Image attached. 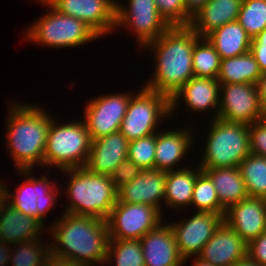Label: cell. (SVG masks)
I'll return each instance as SVG.
<instances>
[{
  "mask_svg": "<svg viewBox=\"0 0 266 266\" xmlns=\"http://www.w3.org/2000/svg\"><path fill=\"white\" fill-rule=\"evenodd\" d=\"M63 214L62 219L52 225L50 233L56 245H49L50 253L82 266L106 263L110 243L107 221L93 216Z\"/></svg>",
  "mask_w": 266,
  "mask_h": 266,
  "instance_id": "6da1fadb",
  "label": "cell"
},
{
  "mask_svg": "<svg viewBox=\"0 0 266 266\" xmlns=\"http://www.w3.org/2000/svg\"><path fill=\"white\" fill-rule=\"evenodd\" d=\"M201 39L189 26H172L158 39L146 44L156 54L153 80L145 88L172 97L193 76L192 56ZM151 45V46H150Z\"/></svg>",
  "mask_w": 266,
  "mask_h": 266,
  "instance_id": "7a4b0ae2",
  "label": "cell"
},
{
  "mask_svg": "<svg viewBox=\"0 0 266 266\" xmlns=\"http://www.w3.org/2000/svg\"><path fill=\"white\" fill-rule=\"evenodd\" d=\"M7 119L6 145L21 174L29 176L34 164L44 165L47 135L52 122L43 108L14 104Z\"/></svg>",
  "mask_w": 266,
  "mask_h": 266,
  "instance_id": "3957f363",
  "label": "cell"
},
{
  "mask_svg": "<svg viewBox=\"0 0 266 266\" xmlns=\"http://www.w3.org/2000/svg\"><path fill=\"white\" fill-rule=\"evenodd\" d=\"M71 174L66 213L107 220L117 202L118 189L108 175L91 172L86 167L62 170Z\"/></svg>",
  "mask_w": 266,
  "mask_h": 266,
  "instance_id": "277c9868",
  "label": "cell"
},
{
  "mask_svg": "<svg viewBox=\"0 0 266 266\" xmlns=\"http://www.w3.org/2000/svg\"><path fill=\"white\" fill-rule=\"evenodd\" d=\"M201 169L238 167L250 152L248 125L213 118Z\"/></svg>",
  "mask_w": 266,
  "mask_h": 266,
  "instance_id": "5b68a950",
  "label": "cell"
},
{
  "mask_svg": "<svg viewBox=\"0 0 266 266\" xmlns=\"http://www.w3.org/2000/svg\"><path fill=\"white\" fill-rule=\"evenodd\" d=\"M92 139L84 121L58 125L53 120L48 131L44 166L61 170L85 167Z\"/></svg>",
  "mask_w": 266,
  "mask_h": 266,
  "instance_id": "8992f818",
  "label": "cell"
},
{
  "mask_svg": "<svg viewBox=\"0 0 266 266\" xmlns=\"http://www.w3.org/2000/svg\"><path fill=\"white\" fill-rule=\"evenodd\" d=\"M49 6V13L43 15L27 31L26 38L51 47H76L100 37L85 22L58 12L47 0H40Z\"/></svg>",
  "mask_w": 266,
  "mask_h": 266,
  "instance_id": "52a82bcc",
  "label": "cell"
},
{
  "mask_svg": "<svg viewBox=\"0 0 266 266\" xmlns=\"http://www.w3.org/2000/svg\"><path fill=\"white\" fill-rule=\"evenodd\" d=\"M138 93L131 96L120 127L128 141L155 134L159 118L171 113L167 95L147 88Z\"/></svg>",
  "mask_w": 266,
  "mask_h": 266,
  "instance_id": "ba28073f",
  "label": "cell"
},
{
  "mask_svg": "<svg viewBox=\"0 0 266 266\" xmlns=\"http://www.w3.org/2000/svg\"><path fill=\"white\" fill-rule=\"evenodd\" d=\"M161 217L155 207L116 202L106 220L110 239L140 240L162 223Z\"/></svg>",
  "mask_w": 266,
  "mask_h": 266,
  "instance_id": "9c48e42d",
  "label": "cell"
},
{
  "mask_svg": "<svg viewBox=\"0 0 266 266\" xmlns=\"http://www.w3.org/2000/svg\"><path fill=\"white\" fill-rule=\"evenodd\" d=\"M218 117L221 120L247 125L263 120L257 84H220Z\"/></svg>",
  "mask_w": 266,
  "mask_h": 266,
  "instance_id": "30bf717a",
  "label": "cell"
},
{
  "mask_svg": "<svg viewBox=\"0 0 266 266\" xmlns=\"http://www.w3.org/2000/svg\"><path fill=\"white\" fill-rule=\"evenodd\" d=\"M129 5L126 9L116 2L115 25L133 27L140 46L158 39L171 27L157 10L155 0H129Z\"/></svg>",
  "mask_w": 266,
  "mask_h": 266,
  "instance_id": "8fae6325",
  "label": "cell"
},
{
  "mask_svg": "<svg viewBox=\"0 0 266 266\" xmlns=\"http://www.w3.org/2000/svg\"><path fill=\"white\" fill-rule=\"evenodd\" d=\"M130 94H109L94 98L85 109V124L92 140L120 131Z\"/></svg>",
  "mask_w": 266,
  "mask_h": 266,
  "instance_id": "7c38bea8",
  "label": "cell"
},
{
  "mask_svg": "<svg viewBox=\"0 0 266 266\" xmlns=\"http://www.w3.org/2000/svg\"><path fill=\"white\" fill-rule=\"evenodd\" d=\"M224 221V215L215 212H197L185 223L170 224L180 255L187 258L198 255Z\"/></svg>",
  "mask_w": 266,
  "mask_h": 266,
  "instance_id": "4fadbf2b",
  "label": "cell"
},
{
  "mask_svg": "<svg viewBox=\"0 0 266 266\" xmlns=\"http://www.w3.org/2000/svg\"><path fill=\"white\" fill-rule=\"evenodd\" d=\"M58 12L85 22L99 36L116 27L114 0H47Z\"/></svg>",
  "mask_w": 266,
  "mask_h": 266,
  "instance_id": "5bb4252c",
  "label": "cell"
},
{
  "mask_svg": "<svg viewBox=\"0 0 266 266\" xmlns=\"http://www.w3.org/2000/svg\"><path fill=\"white\" fill-rule=\"evenodd\" d=\"M48 179L45 176L40 180L27 178L17 188L16 194L10 193L9 190L6 191V200H9L7 202L26 216L35 217L43 225V219L49 209L54 206L57 195L55 191H52L54 186H51Z\"/></svg>",
  "mask_w": 266,
  "mask_h": 266,
  "instance_id": "9a60e30c",
  "label": "cell"
},
{
  "mask_svg": "<svg viewBox=\"0 0 266 266\" xmlns=\"http://www.w3.org/2000/svg\"><path fill=\"white\" fill-rule=\"evenodd\" d=\"M224 221L248 244L266 232V199L241 200L225 211Z\"/></svg>",
  "mask_w": 266,
  "mask_h": 266,
  "instance_id": "2e32d148",
  "label": "cell"
},
{
  "mask_svg": "<svg viewBox=\"0 0 266 266\" xmlns=\"http://www.w3.org/2000/svg\"><path fill=\"white\" fill-rule=\"evenodd\" d=\"M197 257L213 266H232L247 257V243L223 221Z\"/></svg>",
  "mask_w": 266,
  "mask_h": 266,
  "instance_id": "e0dca14e",
  "label": "cell"
},
{
  "mask_svg": "<svg viewBox=\"0 0 266 266\" xmlns=\"http://www.w3.org/2000/svg\"><path fill=\"white\" fill-rule=\"evenodd\" d=\"M166 172L146 169L131 182L122 185L117 191V202L146 204L155 207L160 213L161 199L165 198Z\"/></svg>",
  "mask_w": 266,
  "mask_h": 266,
  "instance_id": "ac0fdd59",
  "label": "cell"
},
{
  "mask_svg": "<svg viewBox=\"0 0 266 266\" xmlns=\"http://www.w3.org/2000/svg\"><path fill=\"white\" fill-rule=\"evenodd\" d=\"M129 141L119 131L92 140L85 167L91 172L110 176L128 158Z\"/></svg>",
  "mask_w": 266,
  "mask_h": 266,
  "instance_id": "d6986e66",
  "label": "cell"
},
{
  "mask_svg": "<svg viewBox=\"0 0 266 266\" xmlns=\"http://www.w3.org/2000/svg\"><path fill=\"white\" fill-rule=\"evenodd\" d=\"M145 266H182L184 258L170 225L161 223L140 239Z\"/></svg>",
  "mask_w": 266,
  "mask_h": 266,
  "instance_id": "ffe728a7",
  "label": "cell"
},
{
  "mask_svg": "<svg viewBox=\"0 0 266 266\" xmlns=\"http://www.w3.org/2000/svg\"><path fill=\"white\" fill-rule=\"evenodd\" d=\"M42 226L38 219L26 216L7 200L1 203L0 241L7 242V245L39 239L37 235L40 236Z\"/></svg>",
  "mask_w": 266,
  "mask_h": 266,
  "instance_id": "44dd1931",
  "label": "cell"
},
{
  "mask_svg": "<svg viewBox=\"0 0 266 266\" xmlns=\"http://www.w3.org/2000/svg\"><path fill=\"white\" fill-rule=\"evenodd\" d=\"M242 2L243 0H209L192 17L189 27L200 38H205L226 23L237 21Z\"/></svg>",
  "mask_w": 266,
  "mask_h": 266,
  "instance_id": "7402d4cb",
  "label": "cell"
},
{
  "mask_svg": "<svg viewBox=\"0 0 266 266\" xmlns=\"http://www.w3.org/2000/svg\"><path fill=\"white\" fill-rule=\"evenodd\" d=\"M220 83L217 79L193 76L170 98V112H174L176 102L183 96L186 104L192 110L201 112L210 107H217L215 117H218L220 94ZM219 96V97H218Z\"/></svg>",
  "mask_w": 266,
  "mask_h": 266,
  "instance_id": "603a6c76",
  "label": "cell"
},
{
  "mask_svg": "<svg viewBox=\"0 0 266 266\" xmlns=\"http://www.w3.org/2000/svg\"><path fill=\"white\" fill-rule=\"evenodd\" d=\"M192 140L187 130L157 132L154 169L165 172L176 170L175 164L177 166V162L187 154Z\"/></svg>",
  "mask_w": 266,
  "mask_h": 266,
  "instance_id": "cb8c5ba5",
  "label": "cell"
},
{
  "mask_svg": "<svg viewBox=\"0 0 266 266\" xmlns=\"http://www.w3.org/2000/svg\"><path fill=\"white\" fill-rule=\"evenodd\" d=\"M215 48L221 60L250 51L252 39L237 22L226 23L205 37Z\"/></svg>",
  "mask_w": 266,
  "mask_h": 266,
  "instance_id": "d4e9b609",
  "label": "cell"
},
{
  "mask_svg": "<svg viewBox=\"0 0 266 266\" xmlns=\"http://www.w3.org/2000/svg\"><path fill=\"white\" fill-rule=\"evenodd\" d=\"M202 171L212 180L220 205L225 210L248 197L238 167L202 169Z\"/></svg>",
  "mask_w": 266,
  "mask_h": 266,
  "instance_id": "484cf974",
  "label": "cell"
},
{
  "mask_svg": "<svg viewBox=\"0 0 266 266\" xmlns=\"http://www.w3.org/2000/svg\"><path fill=\"white\" fill-rule=\"evenodd\" d=\"M261 75L258 63L249 51L243 55L222 59L217 80L220 84H257Z\"/></svg>",
  "mask_w": 266,
  "mask_h": 266,
  "instance_id": "4316f807",
  "label": "cell"
},
{
  "mask_svg": "<svg viewBox=\"0 0 266 266\" xmlns=\"http://www.w3.org/2000/svg\"><path fill=\"white\" fill-rule=\"evenodd\" d=\"M190 168H182L166 172L165 198L167 205L178 208L190 205L193 196V188L197 175L202 171L198 167L197 171Z\"/></svg>",
  "mask_w": 266,
  "mask_h": 266,
  "instance_id": "83f0119b",
  "label": "cell"
},
{
  "mask_svg": "<svg viewBox=\"0 0 266 266\" xmlns=\"http://www.w3.org/2000/svg\"><path fill=\"white\" fill-rule=\"evenodd\" d=\"M238 168L248 197L266 199V157L250 153Z\"/></svg>",
  "mask_w": 266,
  "mask_h": 266,
  "instance_id": "f1b7e54d",
  "label": "cell"
},
{
  "mask_svg": "<svg viewBox=\"0 0 266 266\" xmlns=\"http://www.w3.org/2000/svg\"><path fill=\"white\" fill-rule=\"evenodd\" d=\"M220 62L219 54L206 38L195 43L192 56L194 76L217 79Z\"/></svg>",
  "mask_w": 266,
  "mask_h": 266,
  "instance_id": "f546056e",
  "label": "cell"
},
{
  "mask_svg": "<svg viewBox=\"0 0 266 266\" xmlns=\"http://www.w3.org/2000/svg\"><path fill=\"white\" fill-rule=\"evenodd\" d=\"M195 204L198 212H215L225 215V209L220 201L210 177L201 171L196 178L191 205Z\"/></svg>",
  "mask_w": 266,
  "mask_h": 266,
  "instance_id": "4dcf8cb0",
  "label": "cell"
},
{
  "mask_svg": "<svg viewBox=\"0 0 266 266\" xmlns=\"http://www.w3.org/2000/svg\"><path fill=\"white\" fill-rule=\"evenodd\" d=\"M110 257L116 266H145L140 240L110 239L106 263L113 262Z\"/></svg>",
  "mask_w": 266,
  "mask_h": 266,
  "instance_id": "1f68e13d",
  "label": "cell"
},
{
  "mask_svg": "<svg viewBox=\"0 0 266 266\" xmlns=\"http://www.w3.org/2000/svg\"><path fill=\"white\" fill-rule=\"evenodd\" d=\"M237 22L254 39L266 28V0H243Z\"/></svg>",
  "mask_w": 266,
  "mask_h": 266,
  "instance_id": "d6a6232c",
  "label": "cell"
},
{
  "mask_svg": "<svg viewBox=\"0 0 266 266\" xmlns=\"http://www.w3.org/2000/svg\"><path fill=\"white\" fill-rule=\"evenodd\" d=\"M40 240L37 239L13 244L19 248L16 247V250H11L12 252L15 251L13 255L11 254L9 261L12 266H43L45 258L50 254V246L47 245L44 247L39 242Z\"/></svg>",
  "mask_w": 266,
  "mask_h": 266,
  "instance_id": "836d02e7",
  "label": "cell"
},
{
  "mask_svg": "<svg viewBox=\"0 0 266 266\" xmlns=\"http://www.w3.org/2000/svg\"><path fill=\"white\" fill-rule=\"evenodd\" d=\"M156 133L129 141L128 158L142 170L154 169Z\"/></svg>",
  "mask_w": 266,
  "mask_h": 266,
  "instance_id": "e575fe53",
  "label": "cell"
},
{
  "mask_svg": "<svg viewBox=\"0 0 266 266\" xmlns=\"http://www.w3.org/2000/svg\"><path fill=\"white\" fill-rule=\"evenodd\" d=\"M157 10L172 26H189L192 18L186 13L184 0H155Z\"/></svg>",
  "mask_w": 266,
  "mask_h": 266,
  "instance_id": "d590c367",
  "label": "cell"
},
{
  "mask_svg": "<svg viewBox=\"0 0 266 266\" xmlns=\"http://www.w3.org/2000/svg\"><path fill=\"white\" fill-rule=\"evenodd\" d=\"M250 152L266 157V118L248 125Z\"/></svg>",
  "mask_w": 266,
  "mask_h": 266,
  "instance_id": "8d00e7d4",
  "label": "cell"
},
{
  "mask_svg": "<svg viewBox=\"0 0 266 266\" xmlns=\"http://www.w3.org/2000/svg\"><path fill=\"white\" fill-rule=\"evenodd\" d=\"M142 169L132 162L129 158L122 161L110 175L112 183L118 189L122 185L134 180Z\"/></svg>",
  "mask_w": 266,
  "mask_h": 266,
  "instance_id": "74e56055",
  "label": "cell"
},
{
  "mask_svg": "<svg viewBox=\"0 0 266 266\" xmlns=\"http://www.w3.org/2000/svg\"><path fill=\"white\" fill-rule=\"evenodd\" d=\"M247 257L259 266H266V232L247 244Z\"/></svg>",
  "mask_w": 266,
  "mask_h": 266,
  "instance_id": "f35d334b",
  "label": "cell"
},
{
  "mask_svg": "<svg viewBox=\"0 0 266 266\" xmlns=\"http://www.w3.org/2000/svg\"><path fill=\"white\" fill-rule=\"evenodd\" d=\"M250 52L254 55L262 73L266 72V46L260 44L255 38L252 39Z\"/></svg>",
  "mask_w": 266,
  "mask_h": 266,
  "instance_id": "ab89813d",
  "label": "cell"
},
{
  "mask_svg": "<svg viewBox=\"0 0 266 266\" xmlns=\"http://www.w3.org/2000/svg\"><path fill=\"white\" fill-rule=\"evenodd\" d=\"M43 266H82V265L77 264V263H75L69 259L55 256V255L50 253L45 258V262H44Z\"/></svg>",
  "mask_w": 266,
  "mask_h": 266,
  "instance_id": "60d3db41",
  "label": "cell"
},
{
  "mask_svg": "<svg viewBox=\"0 0 266 266\" xmlns=\"http://www.w3.org/2000/svg\"><path fill=\"white\" fill-rule=\"evenodd\" d=\"M257 88L259 92L260 109L266 116V72L262 73L260 76L257 83Z\"/></svg>",
  "mask_w": 266,
  "mask_h": 266,
  "instance_id": "b9f144b4",
  "label": "cell"
},
{
  "mask_svg": "<svg viewBox=\"0 0 266 266\" xmlns=\"http://www.w3.org/2000/svg\"><path fill=\"white\" fill-rule=\"evenodd\" d=\"M209 0H184L186 13L192 18Z\"/></svg>",
  "mask_w": 266,
  "mask_h": 266,
  "instance_id": "7bdbcfd3",
  "label": "cell"
},
{
  "mask_svg": "<svg viewBox=\"0 0 266 266\" xmlns=\"http://www.w3.org/2000/svg\"><path fill=\"white\" fill-rule=\"evenodd\" d=\"M6 244L7 242L0 241V266H6L8 265L6 263L10 261V256L12 252L11 248L8 249V246Z\"/></svg>",
  "mask_w": 266,
  "mask_h": 266,
  "instance_id": "ee69618b",
  "label": "cell"
},
{
  "mask_svg": "<svg viewBox=\"0 0 266 266\" xmlns=\"http://www.w3.org/2000/svg\"><path fill=\"white\" fill-rule=\"evenodd\" d=\"M232 266H259V265L256 264L254 261L250 260L248 257H246Z\"/></svg>",
  "mask_w": 266,
  "mask_h": 266,
  "instance_id": "f6af8a7d",
  "label": "cell"
},
{
  "mask_svg": "<svg viewBox=\"0 0 266 266\" xmlns=\"http://www.w3.org/2000/svg\"><path fill=\"white\" fill-rule=\"evenodd\" d=\"M255 39L262 45L266 46V28L259 33Z\"/></svg>",
  "mask_w": 266,
  "mask_h": 266,
  "instance_id": "bcb514c9",
  "label": "cell"
},
{
  "mask_svg": "<svg viewBox=\"0 0 266 266\" xmlns=\"http://www.w3.org/2000/svg\"><path fill=\"white\" fill-rule=\"evenodd\" d=\"M6 186L4 188V185H2V183H0V204L4 201H6Z\"/></svg>",
  "mask_w": 266,
  "mask_h": 266,
  "instance_id": "7dc6e473",
  "label": "cell"
},
{
  "mask_svg": "<svg viewBox=\"0 0 266 266\" xmlns=\"http://www.w3.org/2000/svg\"><path fill=\"white\" fill-rule=\"evenodd\" d=\"M193 266H213V265H211L208 262H205V261L201 260L200 258H198L196 256V259H194Z\"/></svg>",
  "mask_w": 266,
  "mask_h": 266,
  "instance_id": "c3c4849f",
  "label": "cell"
}]
</instances>
